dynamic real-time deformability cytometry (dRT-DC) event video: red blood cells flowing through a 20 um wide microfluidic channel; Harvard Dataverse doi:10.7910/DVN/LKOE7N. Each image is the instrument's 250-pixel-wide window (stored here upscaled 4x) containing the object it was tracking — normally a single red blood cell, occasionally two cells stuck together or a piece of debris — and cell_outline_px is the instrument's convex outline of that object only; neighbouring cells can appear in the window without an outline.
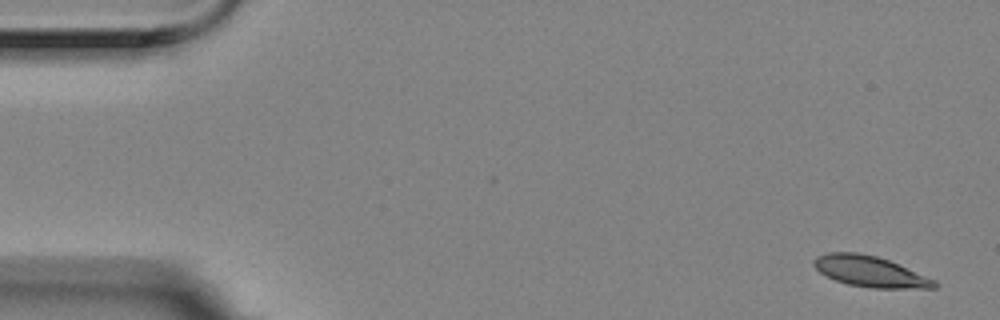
{"species": "Egyptian fruit bat (a non-hibernating species)", "species_latin": "Rousettus aegyptiacus", "temperature_condition": "room temperature", "stored_images_in_passage": 6, "camera_frame_rate_fps": 3000, "um_per_image_px": 0.085, "animal": {"sex": "female"}, "frame": {"image": 1, "passage_image": 1, "time_ms": 0.0, "image_size_px": [1000, 320], "cell_outline_px": [[940, 284], [936, 288], [872, 288], [848, 284], [836, 280], [820, 272], [812, 264], [812, 260], [816, 256], [828, 252], [856, 252], [876, 256], [888, 260], [936, 280]], "centroid_in_image_um": [73.95, 23.07], "position_along_channel_um": 11.0, "area_um2": 21.56}}